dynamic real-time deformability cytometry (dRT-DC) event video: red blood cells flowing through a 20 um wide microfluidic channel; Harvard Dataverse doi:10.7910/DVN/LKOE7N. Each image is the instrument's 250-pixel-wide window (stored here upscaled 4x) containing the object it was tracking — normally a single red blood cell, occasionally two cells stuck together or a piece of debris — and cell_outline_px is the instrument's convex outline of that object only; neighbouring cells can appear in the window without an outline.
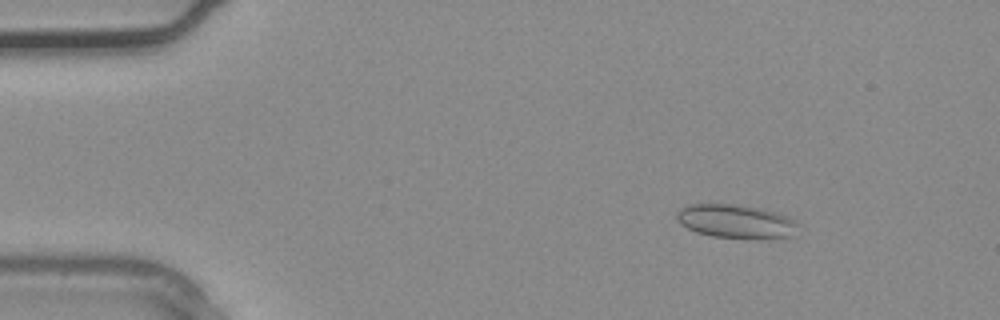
{"species": "common noctule bat (a hibernating species)", "species_latin": "Nyctalus noctula", "temperature_condition": "warm", "stored_images_in_passage": 3, "camera_frame_rate_fps": 3000, "um_per_image_px": 0.085, "animal": {"sex": "male", "body_mass_g": 20.4}, "frame": {"image": 1, "passage_image": 1, "time_ms": 0.0, "image_size_px": [1000, 320], "cell_outline_px": [[800, 224], [792, 236], [756, 240], [752, 240], [712, 236], [696, 232], [680, 224], [676, 216], [676, 212], [680, 208], [688, 204], [732, 204], [764, 208], [776, 212], [796, 220]], "centroid_in_image_um": [62.58, 18.83], "position_along_channel_um": 22.4, "area_um2": 24.39}}